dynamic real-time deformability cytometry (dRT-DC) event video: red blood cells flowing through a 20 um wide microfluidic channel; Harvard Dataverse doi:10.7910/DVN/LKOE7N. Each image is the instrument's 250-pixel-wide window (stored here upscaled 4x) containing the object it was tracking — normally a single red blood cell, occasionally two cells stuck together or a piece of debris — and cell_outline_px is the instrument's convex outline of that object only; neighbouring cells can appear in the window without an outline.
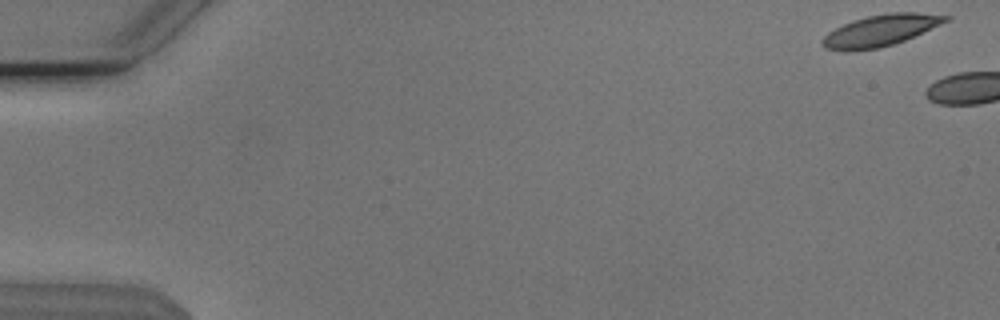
{"species": "Egyptian fruit bat (a non-hibernating species)", "species_latin": "Rousettus aegyptiacus", "temperature_condition": "cold", "stored_images_in_passage": 4, "camera_frame_rate_fps": 3000, "um_per_image_px": 0.085, "animal": {"sex": "male"}, "frame": {"image": 1, "passage_image": 1, "time_ms": 0.0, "image_size_px": [1000, 320], "cell_outline_px": [[952, 16], [948, 20], [940, 24], [904, 40], [892, 44], [876, 48], [848, 52], [844, 52], [824, 48], [820, 44], [820, 40], [828, 32], [852, 20], [868, 16], [892, 12], [916, 12]], "centroid_in_image_um": [74.77, 2.6], "position_along_channel_um": 10.2, "area_um2": 22.43}}